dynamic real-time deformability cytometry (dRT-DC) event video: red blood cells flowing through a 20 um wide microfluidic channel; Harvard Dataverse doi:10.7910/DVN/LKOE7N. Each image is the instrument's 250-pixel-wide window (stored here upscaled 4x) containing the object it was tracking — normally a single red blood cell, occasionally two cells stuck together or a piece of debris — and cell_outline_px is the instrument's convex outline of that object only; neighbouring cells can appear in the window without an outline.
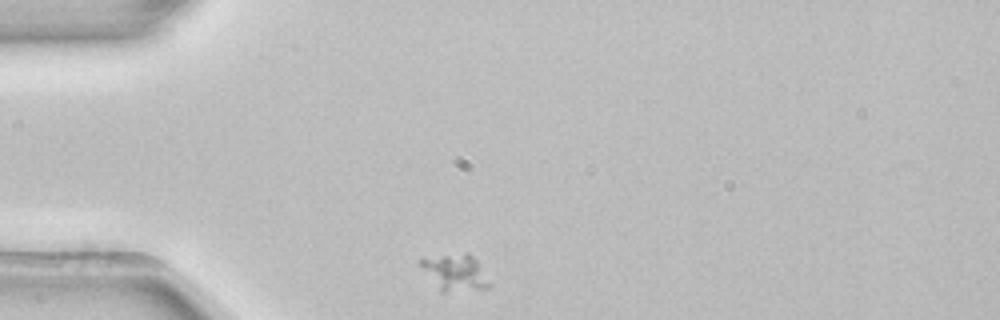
{"species": "common noctule bat (a hibernating species)", "species_latin": "Nyctalus noctula", "temperature_condition": "room temperature", "stored_images_in_passage": 35, "camera_frame_rate_fps": 3000, "um_per_image_px": 0.085, "animal": {"sex": "female", "body_mass_g": 22.7, "forearm_length_mm": 54.2}, "frame": {"image": 1, "passage_image": 1, "time_ms": 0.0, "image_size_px": [1000, 320], "cell_outline_px": [[492, 284], [488, 288], [444, 292], [440, 292], [416, 260], [468, 252], [476, 260]], "centroid_in_image_um": [38.7, 23.18], "position_along_channel_um": 46.3, "area_um2": 14.33}}
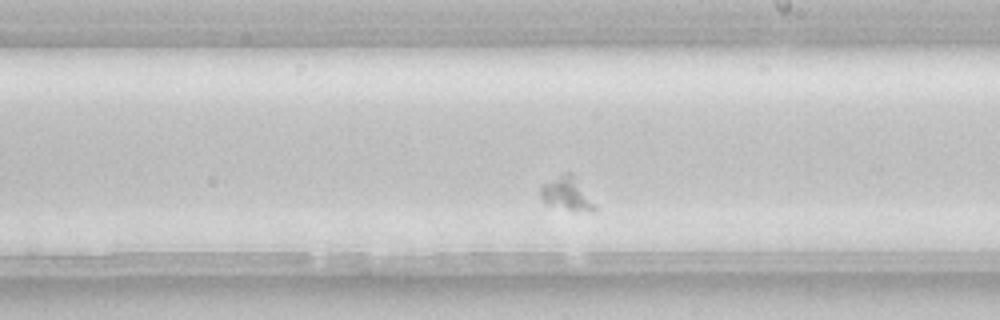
{"frame": {"image": 2, "passage_image": 19, "time_ms": 6.0, "image_size_px": [1000, 320], "cell_outline_px": [[596, 212], [572, 212], [544, 204], [540, 196], [540, 188], [544, 184], [564, 172], [572, 172], [596, 208]], "centroid_in_image_um": [48.15, 16.52], "position_along_channel_um": 240.8, "area_um2": 10.64}}
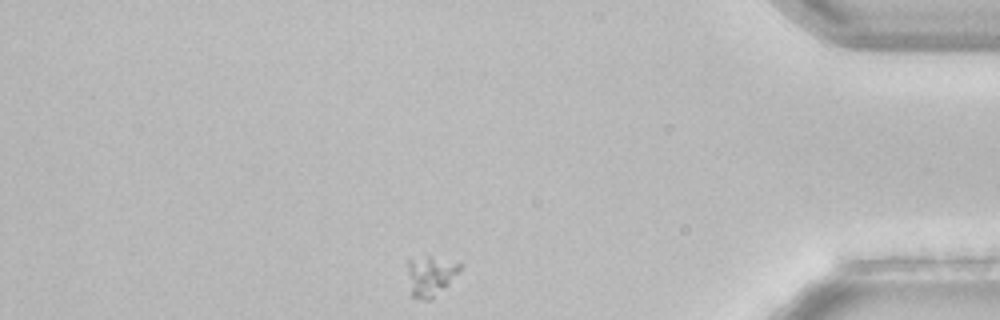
{"frame": {"image": 3, "passage_image": 35, "time_ms": 11.333, "image_size_px": [1000, 320], "cell_outline_px": [[464, 264], [448, 284], [428, 300], [424, 300], [412, 296], [408, 272], [408, 260], [428, 256]], "centroid_in_image_um": [36.59, 23.43], "position_along_channel_um": 398.6, "area_um2": 11.68}}